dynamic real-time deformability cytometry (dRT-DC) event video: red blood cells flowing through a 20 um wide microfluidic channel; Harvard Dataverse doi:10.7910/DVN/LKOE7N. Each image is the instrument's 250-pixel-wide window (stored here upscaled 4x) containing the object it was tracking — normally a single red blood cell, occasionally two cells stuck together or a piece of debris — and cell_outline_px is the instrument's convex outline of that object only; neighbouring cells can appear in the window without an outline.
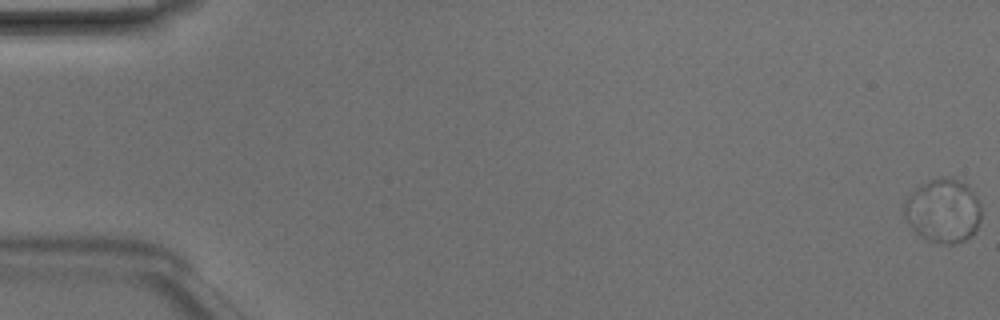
{"species": "Egyptian fruit bat (a non-hibernating species)", "species_latin": "Rousettus aegyptiacus", "temperature_condition": "room temperature", "stored_images_in_passage": 50, "camera_frame_rate_fps": 3000, "um_per_image_px": 0.085, "animal": {"sex": "male"}, "frame": {"image": 1, "passage_image": 1, "time_ms": 0.0, "image_size_px": [1000, 320], "cell_outline_px": [[980, 220], [976, 228], [964, 240], [952, 244], [948, 244], [928, 240], [920, 236], [916, 232], [904, 216], [904, 200], [912, 192], [928, 180], [952, 180], [968, 184], [976, 196], [980, 204]], "centroid_in_image_um": [80.16, 17.93], "position_along_channel_um": 4.8, "area_um2": 27.86}}
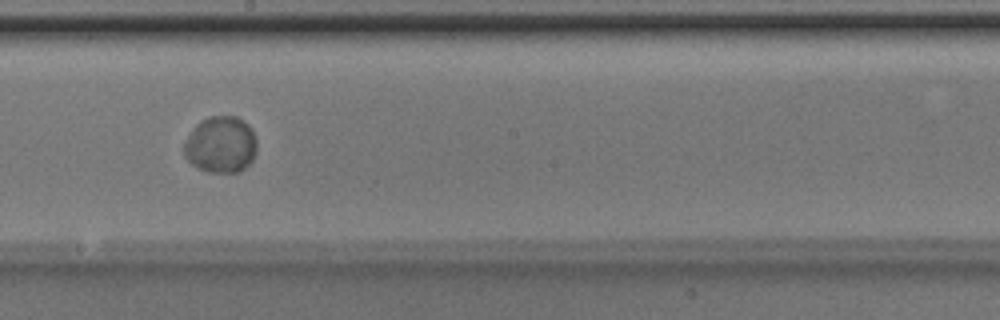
{"frame": {"image": 2, "passage_image": 29, "time_ms": 9.333, "image_size_px": [1000, 320], "cell_outline_px": [[256, 152], [252, 160], [240, 172], [208, 172], [196, 168], [184, 156], [184, 144], [188, 136], [204, 120], [212, 116], [236, 116], [244, 120], [252, 128], [256, 140]], "centroid_in_image_um": [18.8, 12.32], "position_along_channel_um": 229.4, "area_um2": 23.81}}
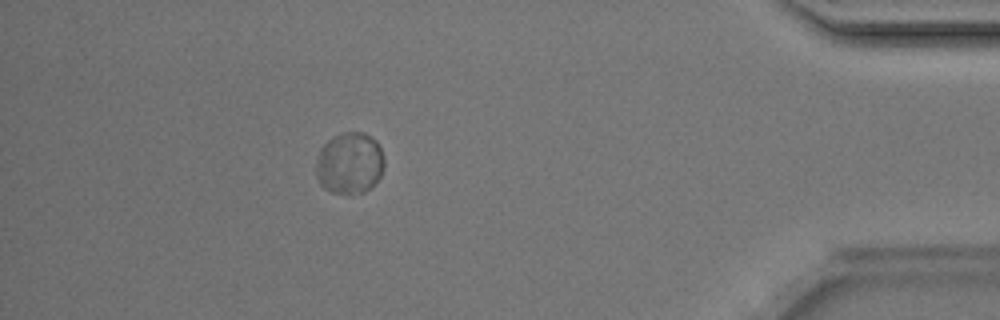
{"frame": {"image": 3, "passage_image": 45, "time_ms": 14.667, "image_size_px": [1000, 320], "cell_outline_px": [[384, 168], [380, 176], [364, 192], [328, 192], [320, 184], [316, 176], [316, 160], [320, 148], [332, 136], [344, 132], [364, 132], [372, 136], [376, 140], [384, 156]], "centroid_in_image_um": [29.7, 13.83], "position_along_channel_um": 405.5, "area_um2": 24.51}, "authors_computed_cell_mechanics": {"area_um2": 24.3627, "velocity_mm_per_s": 4.136, "shape_relaxation_time_tau1_ms": 1.2235, "shape_relaxation_time_tau2_ms": null, "deformation_change_tau1": 0.0278, "deformation_change_tau2": null}}